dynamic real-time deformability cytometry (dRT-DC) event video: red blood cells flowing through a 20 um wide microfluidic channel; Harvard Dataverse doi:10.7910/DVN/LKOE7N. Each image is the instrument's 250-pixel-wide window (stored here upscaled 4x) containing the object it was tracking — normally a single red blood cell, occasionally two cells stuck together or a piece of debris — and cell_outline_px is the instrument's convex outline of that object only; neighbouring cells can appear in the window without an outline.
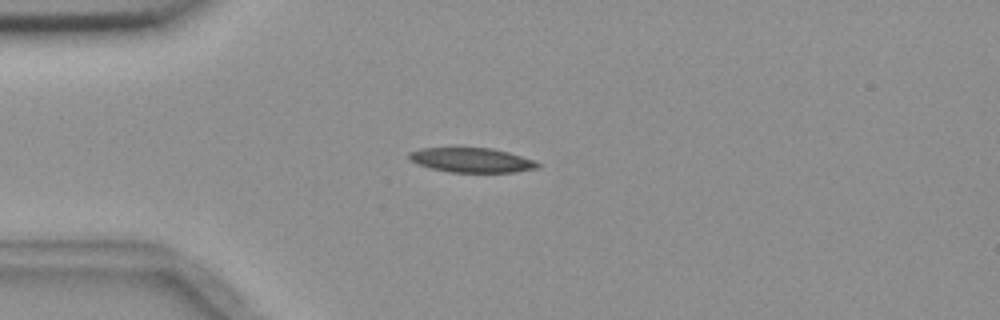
{"species": "common noctule bat (a hibernating species)", "species_latin": "Nyctalus noctula", "temperature_condition": "room temperature", "stored_images_in_passage": 9, "camera_frame_rate_fps": 3000, "um_per_image_px": 0.085, "animal": {"sex": "female", "body_mass_g": 18.4}, "frame": {"image": 1, "passage_image": 4, "time_ms": 3.333, "image_size_px": [1000, 320], "cell_outline_px": [[540, 168], [512, 172], [452, 172], [432, 168], [416, 164], [408, 160], [408, 152], [420, 148], [492, 148], [508, 152], [536, 160], [540, 164]], "centroid_in_image_um": [40.08, 13.61], "position_along_channel_um": 44.9, "area_um2": 18.5}}
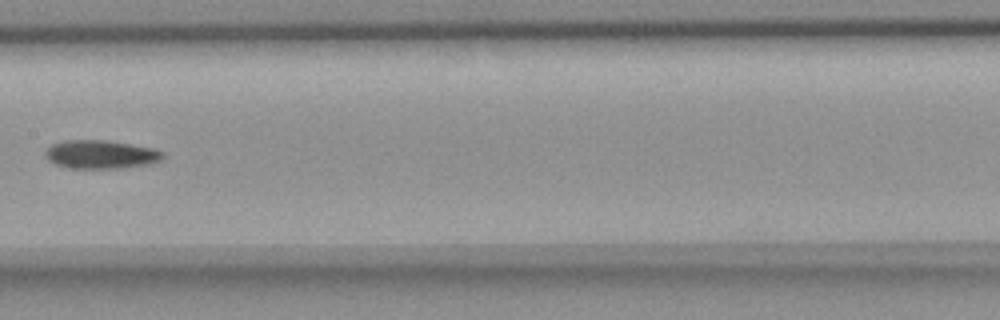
{"frame": {"image": 2, "passage_image": 8, "time_ms": 8.0, "image_size_px": [1000, 320], "cell_outline_px": [[164, 156], [160, 160], [152, 164], [120, 168], [68, 168], [56, 164], [48, 160], [44, 156], [44, 152], [52, 144], [64, 140], [108, 140], [156, 148], [164, 152]], "centroid_in_image_um": [8.59, 13.12], "position_along_channel_um": 198.8, "area_um2": 19.77}}
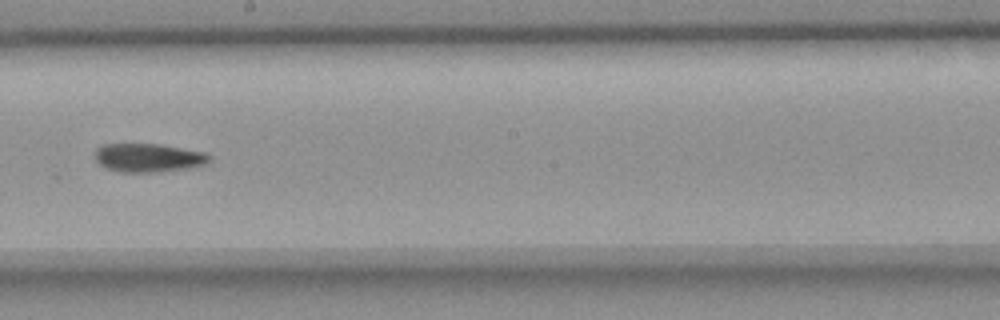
{"frame": {"image": 3, "passage_image": 9, "time_ms": 9.0, "image_size_px": [1000, 320], "cell_outline_px": [[212, 160], [204, 164], [184, 168], [152, 172], [120, 172], [104, 168], [96, 160], [96, 148], [104, 144], [160, 144], [204, 152]], "centroid_in_image_um": [12.56, 13.4], "position_along_channel_um": 235.6, "area_um2": 18.79}}